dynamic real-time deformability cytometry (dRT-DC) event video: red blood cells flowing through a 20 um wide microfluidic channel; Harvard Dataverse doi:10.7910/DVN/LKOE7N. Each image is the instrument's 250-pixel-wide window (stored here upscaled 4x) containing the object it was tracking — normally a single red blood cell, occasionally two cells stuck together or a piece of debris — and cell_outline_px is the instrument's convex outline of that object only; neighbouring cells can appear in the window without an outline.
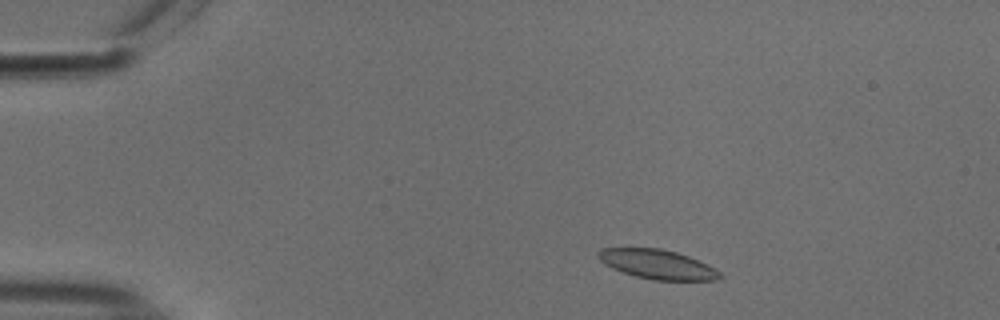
{"species": "common noctule bat (a hibernating species)", "species_latin": "Nyctalus noctula", "temperature_condition": "cold", "stored_images_in_passage": 49, "camera_frame_rate_fps": 3000, "um_per_image_px": 0.085, "animal": {"sex": "male", "body_mass_g": 18.8}, "frame": {"image": 1, "passage_image": 5, "time_ms": 1.333, "image_size_px": [1000, 320], "cell_outline_px": [[724, 276], [716, 280], [652, 280], [636, 276], [612, 268], [604, 264], [600, 260], [596, 252], [600, 248], [660, 248], [676, 252], [688, 256], [720, 272]], "centroid_in_image_um": [55.83, 22.46], "position_along_channel_um": 29.2, "area_um2": 20.58}}
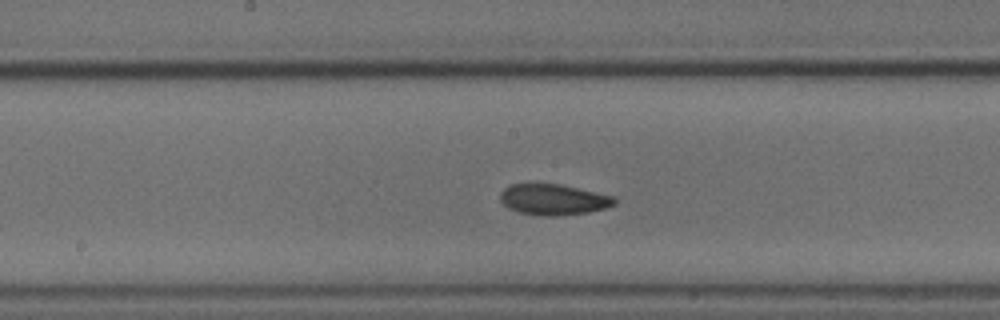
{"frame": {"image": 2, "passage_image": 24, "time_ms": 7.667, "image_size_px": [1000, 320], "cell_outline_px": [[616, 204], [604, 208], [588, 212], [556, 216], [544, 216], [520, 212], [508, 208], [500, 200], [500, 192], [504, 188], [512, 184], [532, 180], [560, 184], [616, 196]], "centroid_in_image_um": [47.01, 16.91], "position_along_channel_um": 201.2, "area_um2": 21.21}}
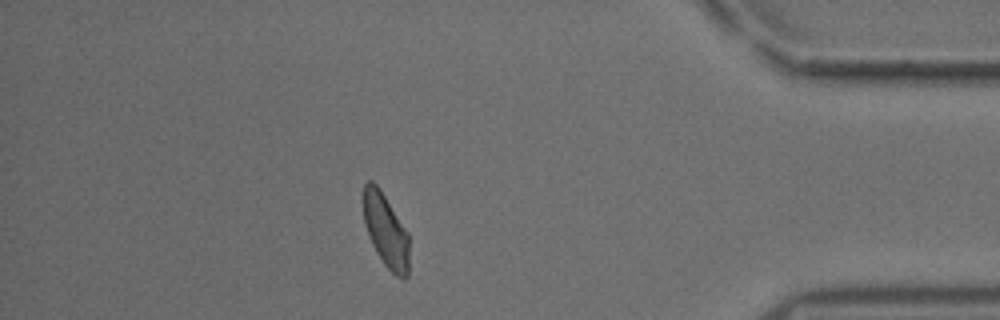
{"frame": {"image": 3, "passage_image": 43, "time_ms": 14.0, "image_size_px": [1000, 320], "cell_outline_px": [[408, 276], [404, 280], [396, 276], [384, 264], [376, 252], [368, 236], [364, 224], [364, 184], [368, 180], [372, 180], [380, 188], [408, 232]], "centroid_in_image_um": [32.79, 19.6], "position_along_channel_um": 402.4, "area_um2": 19.59}, "authors_computed_cell_mechanics": {"area_um2": 20.2878, "velocity_mm_per_s": 3.7407, "shape_relaxation_time_tau1_ms": null, "shape_relaxation_time_tau2_ms": 3.8491, "deformation_change_tau1": null, "deformation_change_tau2": 0.0764}}